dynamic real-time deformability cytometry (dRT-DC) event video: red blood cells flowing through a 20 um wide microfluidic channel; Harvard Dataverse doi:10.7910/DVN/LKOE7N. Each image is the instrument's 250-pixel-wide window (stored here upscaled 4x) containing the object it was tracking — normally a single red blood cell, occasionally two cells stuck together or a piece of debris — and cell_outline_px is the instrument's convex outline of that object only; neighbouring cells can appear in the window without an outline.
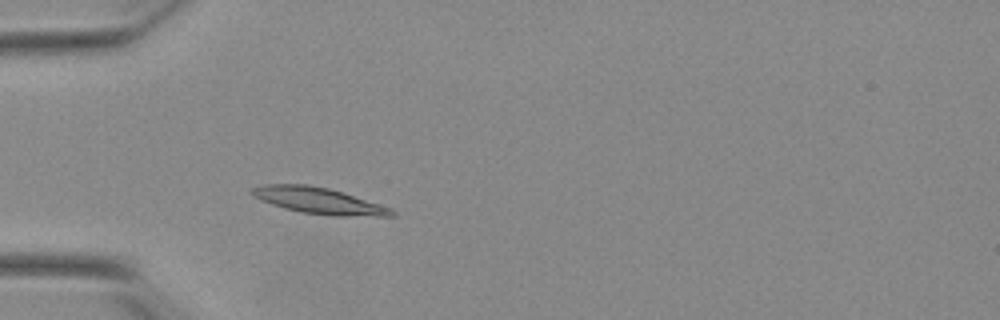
{"species": "Egyptian fruit bat (a non-hibernating species)", "species_latin": "Rousettus aegyptiacus", "temperature_condition": "warm", "stored_images_in_passage": 16, "camera_frame_rate_fps": 3000, "um_per_image_px": 0.085, "animal": {"sex": "female"}, "frame": {"image": 1, "passage_image": 12, "time_ms": 3.667, "image_size_px": [1000, 320], "cell_outline_px": [[396, 216], [332, 216], [300, 212], [284, 208], [260, 200], [252, 196], [248, 192], [252, 188], [264, 184], [308, 184], [328, 188], [392, 208], [396, 212]], "centroid_in_image_um": [27.06, 17.06], "position_along_channel_um": 57.9, "area_um2": 21.44}}